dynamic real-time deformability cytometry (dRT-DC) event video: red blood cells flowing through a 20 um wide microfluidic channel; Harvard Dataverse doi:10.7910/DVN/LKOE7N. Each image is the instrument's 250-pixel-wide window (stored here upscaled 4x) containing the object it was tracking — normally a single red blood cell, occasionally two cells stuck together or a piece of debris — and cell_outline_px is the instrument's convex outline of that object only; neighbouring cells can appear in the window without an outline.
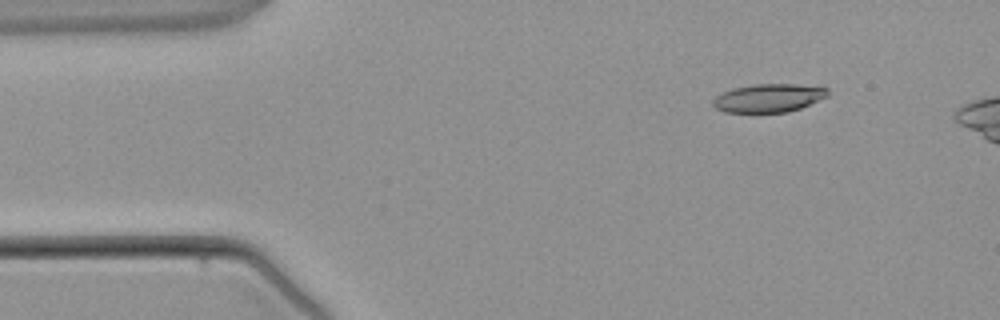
{"species": "common noctule bat (a hibernating species)", "species_latin": "Nyctalus noctula", "temperature_condition": "warm", "stored_images_in_passage": 4, "camera_frame_rate_fps": 3000, "um_per_image_px": 0.085, "animal": {"sex": "male", "body_mass_g": 21.5, "forearm_length_mm": 52.0}, "frame": {"image": 1, "passage_image": 1, "time_ms": 0.0, "image_size_px": [1000, 320], "cell_outline_px": [[828, 96], [800, 108], [788, 112], [724, 112], [716, 108], [712, 104], [712, 100], [716, 96], [732, 88], [752, 84], [792, 84], [828, 88]], "centroid_in_image_um": [65.31, 8.33], "position_along_channel_um": 19.7, "area_um2": 18.84}}
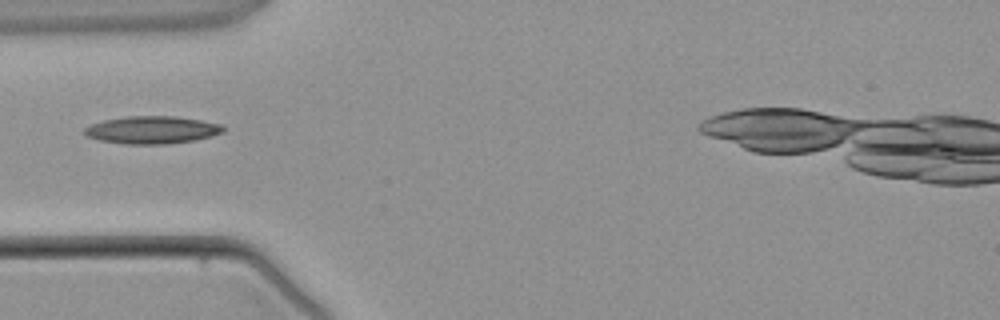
{"frame": {"image": 2, "passage_image": 3, "time_ms": 2.667, "image_size_px": [1000, 320], "cell_outline_px": [[224, 132], [212, 136], [192, 140], [168, 144], [124, 144], [100, 140], [88, 136], [84, 132], [84, 128], [92, 124], [104, 120], [128, 116], [176, 116], [200, 120], [220, 124], [224, 128]], "centroid_in_image_um": [12.93, 11.04], "position_along_channel_um": 72.1, "area_um2": 22.14}}
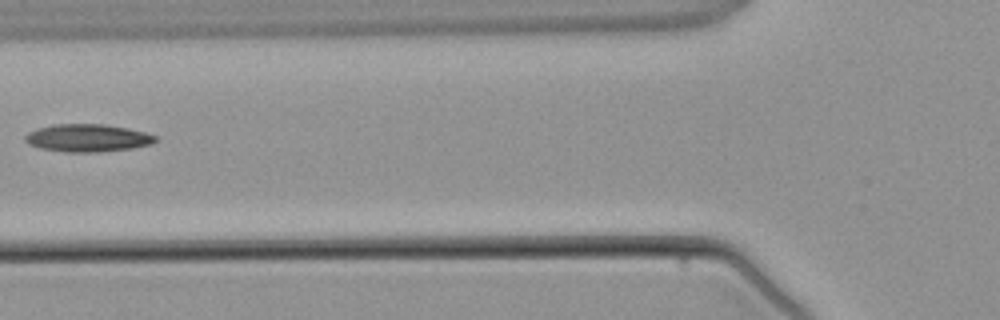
{"frame": {"image": 3, "passage_image": 4, "time_ms": 3.667, "image_size_px": [1000, 320], "cell_outline_px": [[156, 140], [152, 144], [132, 148], [96, 152], [64, 152], [40, 148], [28, 144], [24, 140], [24, 136], [28, 132], [36, 128], [52, 124], [104, 124], [128, 128], [144, 132], [156, 136]], "centroid_in_image_um": [7.4, 11.72], "position_along_channel_um": 118.4, "area_um2": 21.1}}